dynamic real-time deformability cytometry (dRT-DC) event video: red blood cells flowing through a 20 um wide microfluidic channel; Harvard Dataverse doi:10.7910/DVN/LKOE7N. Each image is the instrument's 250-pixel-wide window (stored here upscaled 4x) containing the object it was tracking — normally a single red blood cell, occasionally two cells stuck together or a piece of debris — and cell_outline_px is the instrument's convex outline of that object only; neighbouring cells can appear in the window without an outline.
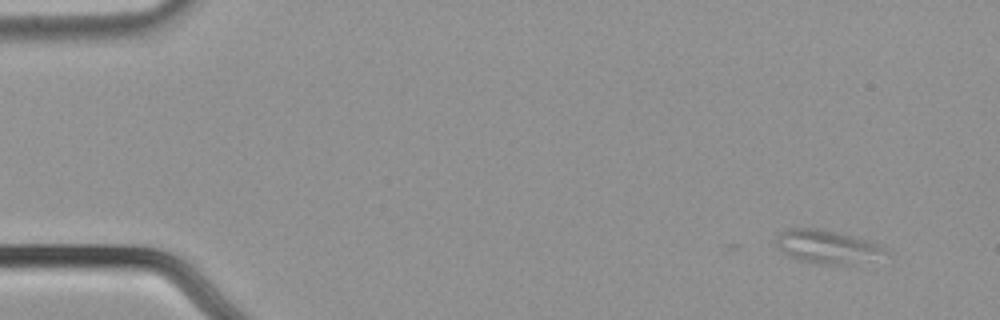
{"species": "common noctule bat (a hibernating species)", "species_latin": "Nyctalus noctula", "temperature_condition": "cold", "stored_images_in_passage": 3, "camera_frame_rate_fps": 3000, "um_per_image_px": 0.085, "animal": {"sex": "male", "body_mass_g": 21.5, "forearm_length_mm": 52.0}, "frame": {"image": 1, "passage_image": 1, "time_ms": 0.0, "image_size_px": [1000, 320], "cell_outline_px": [[888, 252], [852, 264], [820, 264], [796, 260], [788, 256], [776, 248], [776, 236], [784, 228], [824, 228], [840, 232], [868, 240], [880, 244]], "centroid_in_image_um": [70.2, 20.94], "position_along_channel_um": 14.8, "area_um2": 21.39}}